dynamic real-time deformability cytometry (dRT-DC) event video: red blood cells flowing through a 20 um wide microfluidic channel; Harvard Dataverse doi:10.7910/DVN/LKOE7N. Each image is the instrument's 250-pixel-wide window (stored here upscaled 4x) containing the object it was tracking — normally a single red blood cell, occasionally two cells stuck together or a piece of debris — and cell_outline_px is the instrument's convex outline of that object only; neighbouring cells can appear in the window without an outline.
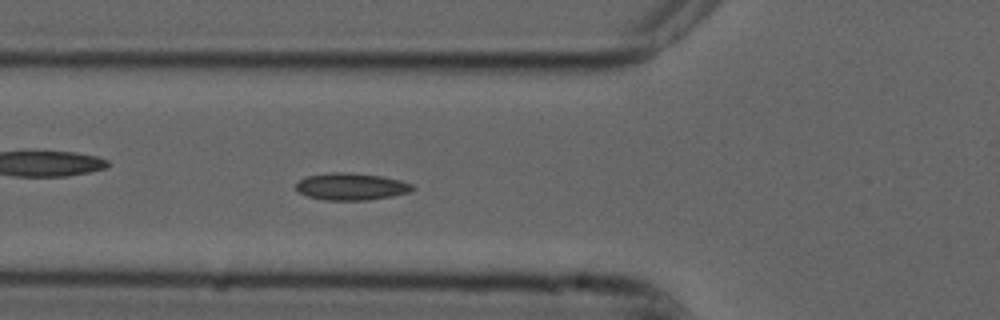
{"species": "common noctule bat (a hibernating species)", "species_latin": "Nyctalus noctula", "temperature_condition": "cold", "stored_images_in_passage": 54, "camera_frame_rate_fps": 3000, "um_per_image_px": 0.085, "animal": {"sex": "male", "forearm_length_mm": 52.5}, "frame": {"image": 1, "passage_image": 19, "time_ms": 6.0, "image_size_px": [1000, 320], "cell_outline_px": [[416, 188], [408, 192], [368, 200], [324, 200], [308, 196], [300, 192], [296, 188], [296, 184], [304, 176], [332, 172], [348, 172], [380, 176], [400, 180], [412, 184]], "centroid_in_image_um": [29.83, 15.85], "position_along_channel_um": 96.0, "area_um2": 18.21}}
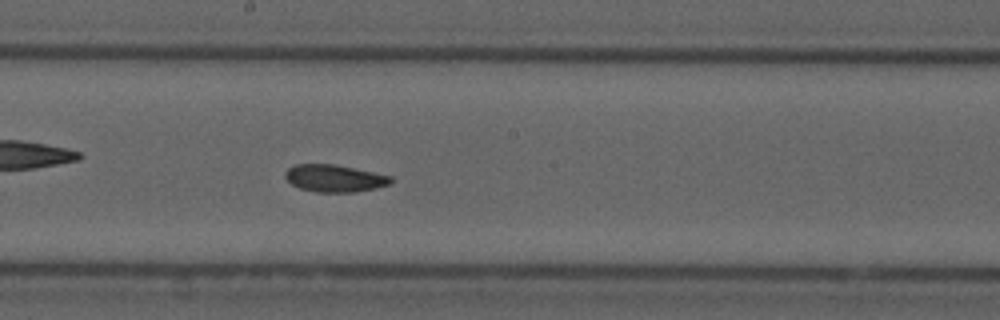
{"frame": {"image": 2, "passage_image": 29, "time_ms": 9.333, "image_size_px": [1000, 320], "cell_outline_px": [[392, 180], [388, 184], [376, 188], [356, 192], [316, 192], [300, 188], [292, 184], [284, 176], [284, 172], [288, 168], [296, 164], [336, 164], [392, 176]], "centroid_in_image_um": [28.42, 15.15], "position_along_channel_um": 219.8, "area_um2": 16.76}}
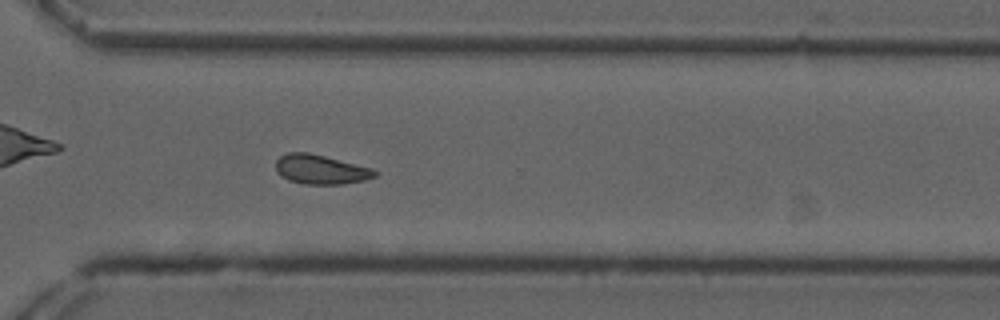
{"frame": {"image": 3, "passage_image": 39, "time_ms": 12.667, "image_size_px": [1000, 320], "cell_outline_px": [[380, 172], [376, 176], [364, 180], [340, 184], [304, 184], [288, 180], [280, 176], [276, 172], [276, 160], [280, 156], [288, 152], [308, 152], [372, 168]], "centroid_in_image_um": [27.24, 14.4], "position_along_channel_um": 343.4, "area_um2": 16.99}, "authors_computed_cell_mechanics": {"area_um2": 17.2822, "velocity_mm_per_s": 3.7119, "shape_relaxation_time_tau1_ms": null, "shape_relaxation_time_tau2_ms": 4.2883, "deformation_change_tau1": null, "deformation_change_tau2": 0.0811}}